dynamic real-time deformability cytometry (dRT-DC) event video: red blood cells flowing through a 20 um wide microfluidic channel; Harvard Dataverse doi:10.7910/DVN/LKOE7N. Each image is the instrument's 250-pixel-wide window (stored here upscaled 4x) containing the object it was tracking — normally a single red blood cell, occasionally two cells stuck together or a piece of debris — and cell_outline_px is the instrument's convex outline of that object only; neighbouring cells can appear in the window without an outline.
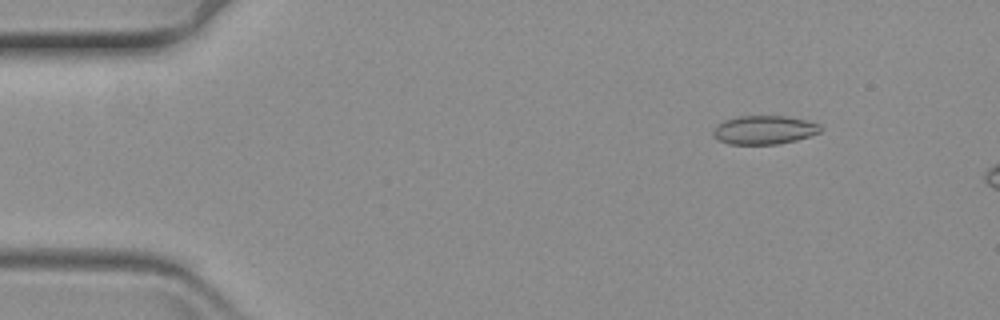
{"species": "common noctule bat (a hibernating species)", "species_latin": "Nyctalus noctula", "temperature_condition": "warm", "stored_images_in_passage": 14, "camera_frame_rate_fps": 3000, "um_per_image_px": 0.085, "animal": {"sex": "female", "body_mass_g": 19.3, "forearm_length_mm": 54.1}, "frame": {"image": 1, "passage_image": 8, "time_ms": 2.333, "image_size_px": [1000, 320], "cell_outline_px": [[820, 132], [796, 140], [776, 144], [728, 144], [712, 136], [712, 128], [716, 124], [724, 120], [736, 116], [788, 116], [808, 120], [820, 124]], "centroid_in_image_um": [64.91, 11.03], "position_along_channel_um": 20.1, "area_um2": 18.09}}